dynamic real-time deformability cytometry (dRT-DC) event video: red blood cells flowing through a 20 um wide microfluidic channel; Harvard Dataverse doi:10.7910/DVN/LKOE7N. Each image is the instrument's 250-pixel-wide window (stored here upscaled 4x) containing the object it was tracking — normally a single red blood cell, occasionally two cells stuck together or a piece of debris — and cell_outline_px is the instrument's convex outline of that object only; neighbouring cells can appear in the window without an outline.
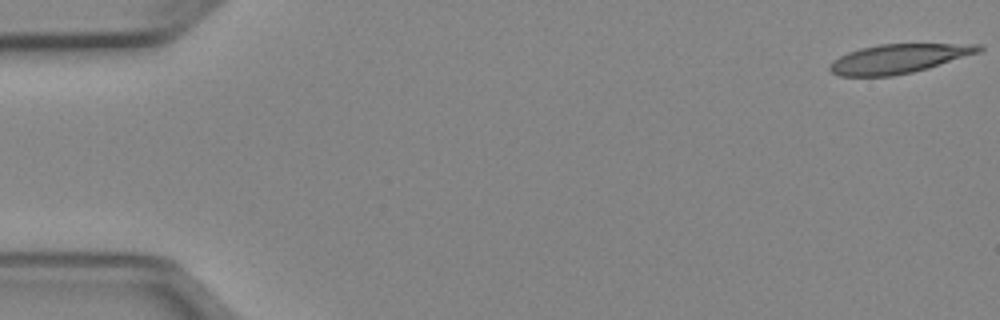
{"species": "Egyptian fruit bat (a non-hibernating species)", "species_latin": "Rousettus aegyptiacus", "temperature_condition": "cold", "stored_images_in_passage": 47, "camera_frame_rate_fps": 3000, "um_per_image_px": 0.085, "animal": {"sex": "female"}, "frame": {"image": 1, "passage_image": 1, "time_ms": 0.0, "image_size_px": [1000, 320], "cell_outline_px": [[984, 48], [980, 52], [928, 68], [912, 72], [892, 76], [840, 76], [832, 72], [828, 68], [828, 64], [832, 60], [848, 52], [860, 48], [880, 44], [980, 44]], "centroid_in_image_um": [76.36, 4.98], "position_along_channel_um": 8.6, "area_um2": 25.26}}
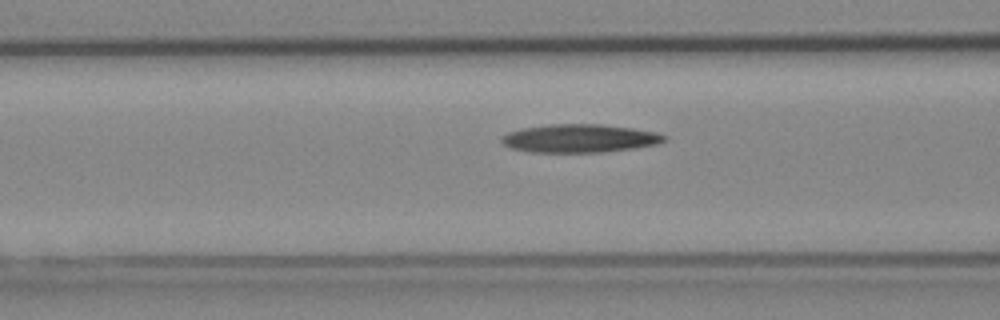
{"frame": {"image": 2, "passage_image": 20, "time_ms": 6.333, "image_size_px": [1000, 320], "cell_outline_px": [[668, 140], [656, 144], [632, 148], [604, 152], [528, 152], [508, 148], [500, 140], [500, 136], [508, 132], [520, 128], [548, 124], [600, 124], [632, 128], [656, 132], [668, 136]], "centroid_in_image_um": [49.22, 11.76], "position_along_channel_um": 117.4, "area_um2": 27.05}}
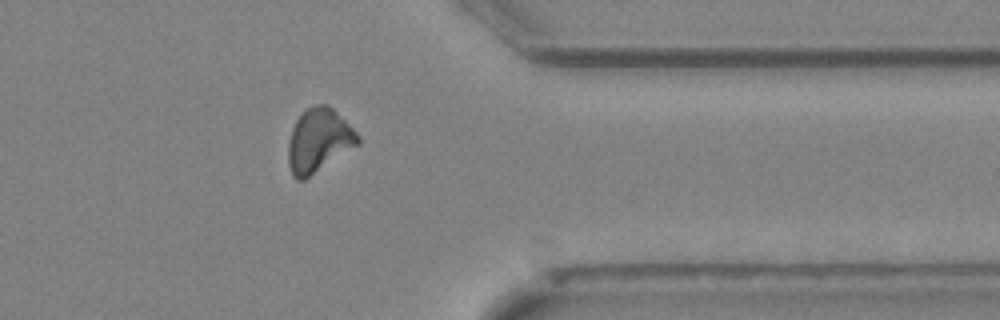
{"frame": {"image": 3, "passage_image": 41, "time_ms": 13.333, "image_size_px": [1000, 320], "cell_outline_px": [[360, 144], [304, 180], [296, 180], [292, 176], [288, 164], [288, 140], [292, 128], [296, 120], [308, 108], [316, 104], [328, 104], [360, 136]], "centroid_in_image_um": [27.08, 11.97], "position_along_channel_um": 384.3, "area_um2": 25.78}}